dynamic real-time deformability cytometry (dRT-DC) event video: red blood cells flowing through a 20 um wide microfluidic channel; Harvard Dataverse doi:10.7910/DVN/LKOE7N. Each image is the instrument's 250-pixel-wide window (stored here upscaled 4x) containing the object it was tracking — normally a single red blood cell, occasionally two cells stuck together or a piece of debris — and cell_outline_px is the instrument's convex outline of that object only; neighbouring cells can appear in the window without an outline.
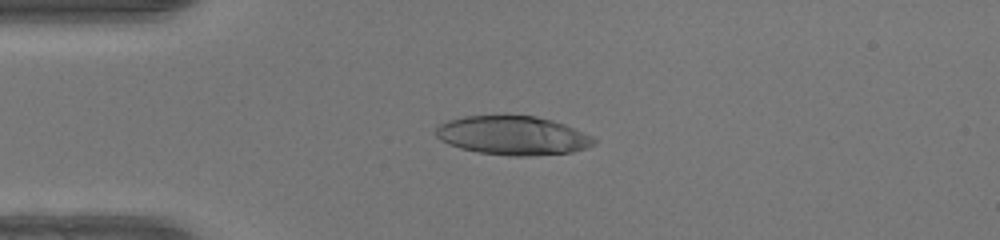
{"species": "human", "species_latin": "Homo sapiens", "temperature_condition": "warm", "stored_images_in_passage": 37, "camera_frame_rate_fps": 3000, "um_per_image_px": 0.085, "donor": {"sex": "female"}, "frame": {"image": 1, "passage_image": 1, "time_ms": 0.0, "image_size_px": [1000, 240], "cell_outline_px": [[596, 144], [588, 148], [572, 152], [528, 156], [508, 156], [480, 152], [460, 148], [448, 144], [440, 140], [436, 136], [436, 128], [440, 124], [448, 120], [464, 116], [504, 112], [536, 116], [552, 120], [564, 124], [584, 132], [592, 136], [596, 140]], "centroid_in_image_um": [43.58, 11.47], "position_along_channel_um": 41.4, "area_um2": 36.88}}
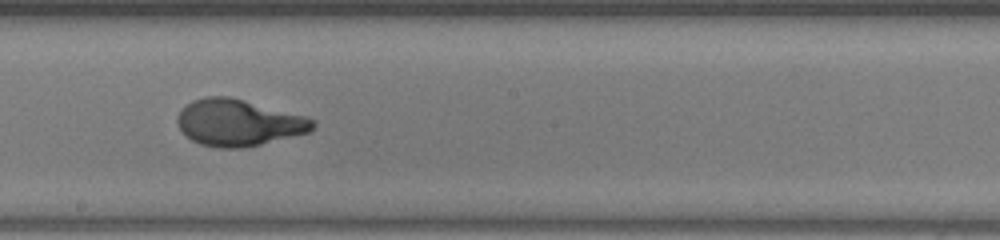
{"frame": {"image": 2, "passage_image": 16, "time_ms": 5.0, "image_size_px": [1000, 240], "cell_outline_px": [[316, 124], [308, 132], [244, 148], [216, 148], [200, 144], [192, 140], [180, 128], [176, 120], [176, 116], [180, 108], [192, 100], [208, 96], [228, 96], [308, 116], [316, 120]], "centroid_in_image_um": [20.26, 10.41], "position_along_channel_um": 227.9, "area_um2": 36.82}}
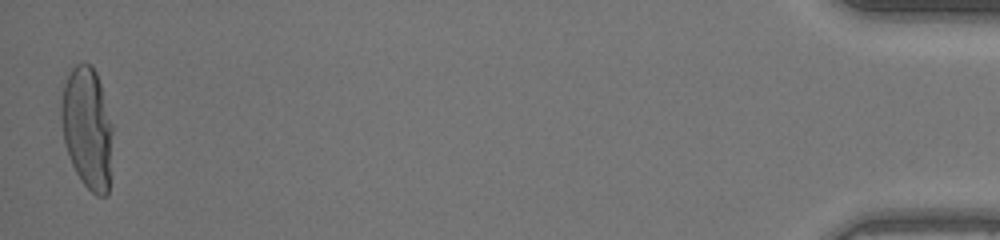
{"frame": {"image": 3, "passage_image": 37, "time_ms": 12.0, "image_size_px": [1000, 240], "cell_outline_px": [[112, 132], [108, 196], [96, 196], [80, 180], [72, 164], [64, 140], [60, 120], [60, 100], [64, 84], [72, 68], [80, 60], [88, 64], [96, 72], [100, 84], [112, 124]], "centroid_in_image_um": [7.4, 10.87], "position_along_channel_um": 427.8, "area_um2": 36.41}, "authors_computed_cell_mechanics": {"area_um2": 36.125, "velocity_mm_per_s": 4.2771, "shape_relaxation_time_tau1_ms": 5.5336, "shape_relaxation_time_tau2_ms": null, "deformation_change_tau1": 0.325, "deformation_change_tau2": null}}